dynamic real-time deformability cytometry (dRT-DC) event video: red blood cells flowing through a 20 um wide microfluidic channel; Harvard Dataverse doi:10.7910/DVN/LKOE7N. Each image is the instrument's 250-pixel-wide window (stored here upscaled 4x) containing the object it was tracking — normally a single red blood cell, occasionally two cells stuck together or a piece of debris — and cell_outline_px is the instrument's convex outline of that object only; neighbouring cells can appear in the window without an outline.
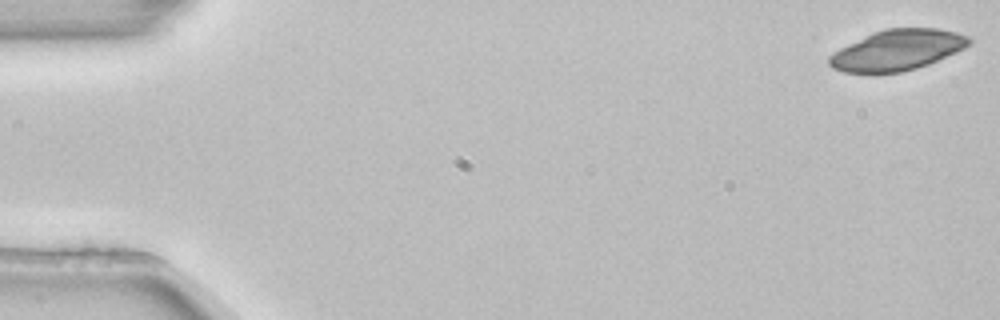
{"species": "common noctule bat (a hibernating species)", "species_latin": "Nyctalus noctula", "temperature_condition": "room temperature", "stored_images_in_passage": 5, "camera_frame_rate_fps": 3000, "um_per_image_px": 0.085, "animal": {"sex": "female", "body_mass_g": 22.7, "forearm_length_mm": 54.2}, "frame": {"image": 1, "passage_image": 1, "time_ms": 0.0, "image_size_px": [1000, 320], "cell_outline_px": [[972, 40], [964, 48], [956, 52], [928, 64], [916, 68], [900, 72], [844, 72], [832, 68], [828, 64], [828, 56], [840, 48], [872, 32], [888, 28], [940, 28], [956, 32], [968, 36]], "centroid_in_image_um": [76.26, 4.24], "position_along_channel_um": 8.7, "area_um2": 32.83}}